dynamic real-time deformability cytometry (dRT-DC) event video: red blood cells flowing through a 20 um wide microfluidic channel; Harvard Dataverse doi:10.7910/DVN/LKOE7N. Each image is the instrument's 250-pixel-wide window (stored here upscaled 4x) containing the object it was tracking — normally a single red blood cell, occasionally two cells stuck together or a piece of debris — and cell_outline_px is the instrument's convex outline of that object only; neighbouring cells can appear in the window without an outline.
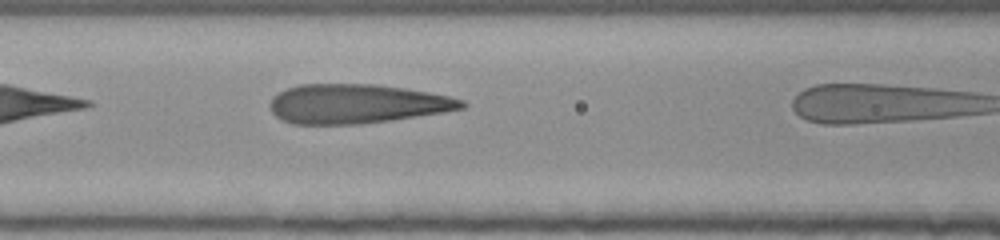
{"species": "human", "species_latin": "Homo sapiens", "temperature_condition": "room temperature", "stored_images_in_passage": 8, "camera_frame_rate_fps": 3000, "um_per_image_px": 0.085, "donor": {"sex": "female"}, "frame": {"image": 1, "passage_image": 7, "time_ms": 2.0, "image_size_px": [1000, 240], "cell_outline_px": [[468, 104], [464, 108], [444, 112], [392, 120], [360, 124], [292, 124], [276, 116], [272, 112], [268, 104], [272, 96], [288, 88], [300, 84], [372, 84], [404, 88], [428, 92], [448, 96], [464, 100]], "centroid_in_image_um": [30.31, 8.82], "position_along_channel_um": 136.3, "area_um2": 43.93}}